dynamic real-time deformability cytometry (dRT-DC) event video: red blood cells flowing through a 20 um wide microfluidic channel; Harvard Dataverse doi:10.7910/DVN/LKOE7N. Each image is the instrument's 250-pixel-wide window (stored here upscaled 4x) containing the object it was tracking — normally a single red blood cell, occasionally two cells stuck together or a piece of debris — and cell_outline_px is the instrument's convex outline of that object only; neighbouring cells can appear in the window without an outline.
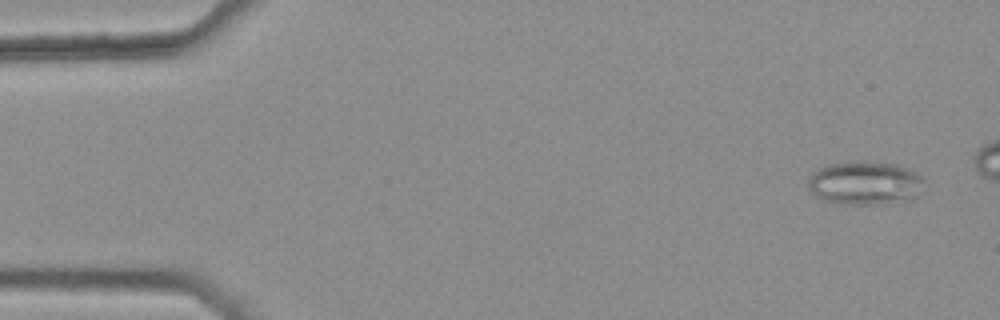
{"species": "common noctule bat (a hibernating species)", "species_latin": "Nyctalus noctula", "temperature_condition": "warm", "stored_images_in_passage": 5, "camera_frame_rate_fps": 3000, "um_per_image_px": 0.085, "animal": {"sex": "female", "body_mass_g": 25.1}, "frame": {"image": 1, "passage_image": 1, "time_ms": 0.0, "image_size_px": [1000, 320], "cell_outline_px": [[924, 180], [920, 192], [912, 200], [872, 204], [848, 204], [824, 200], [816, 196], [808, 188], [808, 176], [816, 168], [828, 164], [860, 160], [864, 160], [896, 164], [920, 176]], "centroid_in_image_um": [73.47, 15.54], "position_along_channel_um": 11.5, "area_um2": 29.54}}